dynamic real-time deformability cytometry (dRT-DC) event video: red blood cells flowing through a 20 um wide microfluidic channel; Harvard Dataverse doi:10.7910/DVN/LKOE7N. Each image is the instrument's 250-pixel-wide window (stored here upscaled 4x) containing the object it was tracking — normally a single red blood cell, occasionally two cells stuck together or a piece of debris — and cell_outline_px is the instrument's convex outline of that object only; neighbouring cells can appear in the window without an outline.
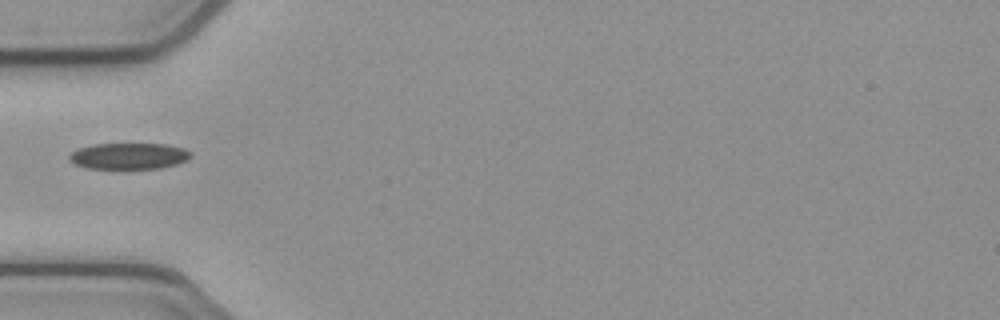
{"species": "common noctule bat (a hibernating species)", "species_latin": "Nyctalus noctula", "temperature_condition": "cold", "stored_images_in_passage": 36, "camera_frame_rate_fps": 3000, "um_per_image_px": 0.085, "animal": {"sex": "female", "body_mass_g": 21.9}, "frame": {"image": 1, "passage_image": 1, "time_ms": 0.0, "image_size_px": [1000, 320], "cell_outline_px": [[192, 156], [188, 160], [176, 164], [160, 168], [84, 168], [68, 160], [68, 156], [72, 152], [80, 148], [92, 144], [164, 144], [184, 148], [192, 152]], "centroid_in_image_um": [10.97, 13.26], "position_along_channel_um": 74.0, "area_um2": 18.55}}
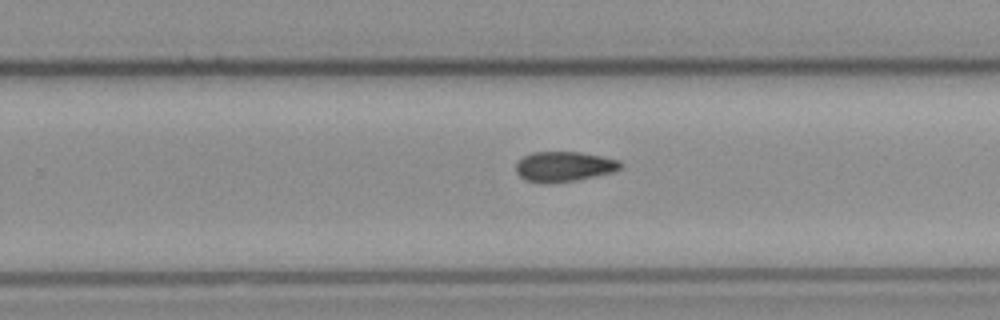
{"frame": {"image": 2, "passage_image": 17, "time_ms": 5.333, "image_size_px": [1000, 320], "cell_outline_px": [[620, 168], [612, 172], [596, 176], [576, 180], [544, 184], [540, 184], [524, 180], [516, 172], [516, 164], [524, 156], [532, 152], [580, 152], [620, 160]], "centroid_in_image_um": [47.9, 14.17], "position_along_channel_um": 281.9, "area_um2": 18.32}}
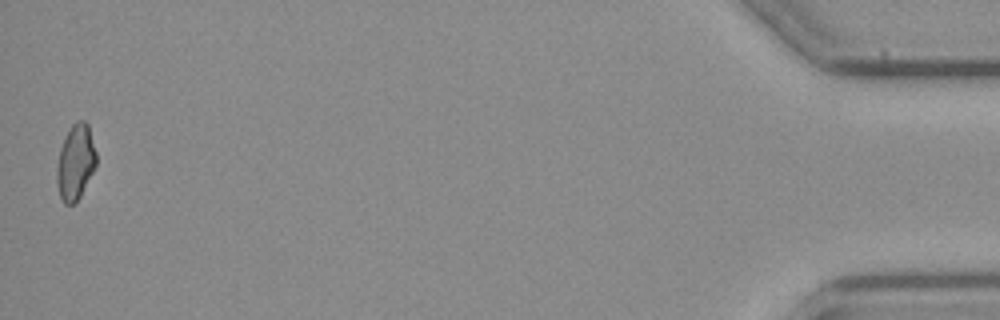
{"frame": {"image": 3, "passage_image": 36, "time_ms": 11.667, "image_size_px": [1000, 320], "cell_outline_px": [[96, 164], [80, 196], [72, 204], [64, 204], [60, 196], [56, 184], [56, 168], [60, 148], [72, 124], [76, 120], [84, 120], [88, 124], [96, 152]], "centroid_in_image_um": [6.4, 13.78], "position_along_channel_um": 428.8, "area_um2": 17.11}}